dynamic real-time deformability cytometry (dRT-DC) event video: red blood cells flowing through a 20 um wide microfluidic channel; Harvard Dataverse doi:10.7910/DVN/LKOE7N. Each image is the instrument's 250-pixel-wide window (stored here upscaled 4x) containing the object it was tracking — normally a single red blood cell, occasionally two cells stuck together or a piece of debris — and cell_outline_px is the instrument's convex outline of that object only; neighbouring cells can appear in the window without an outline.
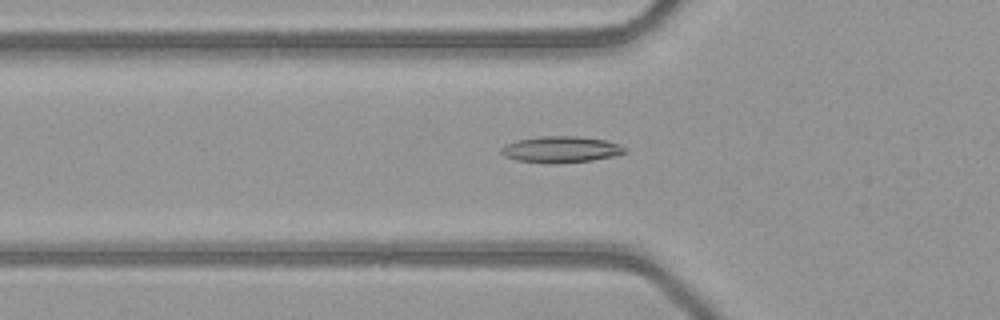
{"species": "common noctule bat (a hibernating species)", "species_latin": "Nyctalus noctula", "temperature_condition": "warm", "stored_images_in_passage": 51, "camera_frame_rate_fps": 3000, "um_per_image_px": 0.085, "animal": {"sex": "female", "body_mass_g": 21.9}, "frame": {"image": 1, "passage_image": 18, "time_ms": 5.667, "image_size_px": [1000, 320], "cell_outline_px": [[628, 152], [616, 156], [592, 160], [560, 164], [548, 164], [516, 160], [504, 156], [500, 152], [500, 148], [516, 140], [540, 136], [580, 136], [604, 140], [620, 144], [628, 148]], "centroid_in_image_um": [47.72, 12.71], "position_along_channel_um": 78.1, "area_um2": 19.36}}
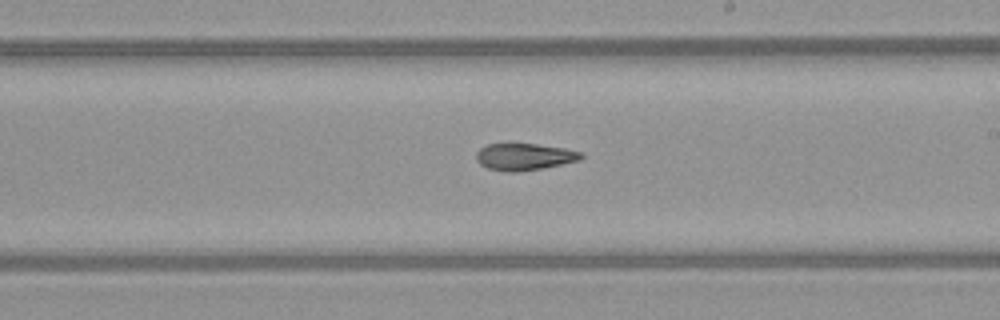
{"frame": {"image": 2, "passage_image": 30, "time_ms": 9.667, "image_size_px": [1000, 320], "cell_outline_px": [[584, 156], [580, 160], [540, 168], [516, 172], [508, 172], [488, 168], [480, 164], [476, 160], [476, 152], [480, 148], [488, 144], [536, 144], [564, 148], [584, 152]], "centroid_in_image_um": [44.57, 13.32], "position_along_channel_um": 244.4, "area_um2": 16.3}}
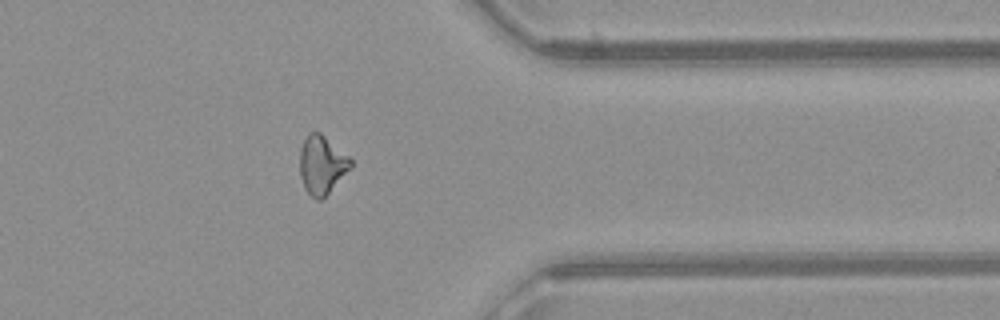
{"frame": {"image": 3, "passage_image": 41, "time_ms": 13.333, "image_size_px": [1000, 320], "cell_outline_px": [[352, 164], [328, 192], [320, 200], [316, 200], [304, 188], [300, 176], [300, 148], [308, 132], [320, 132], [348, 156], [352, 160]], "centroid_in_image_um": [27.31, 13.98], "position_along_channel_um": 384.1, "area_um2": 16.82}, "authors_computed_cell_mechanics": {"area_um2": 17.34, "velocity_mm_per_s": 4.1206, "shape_relaxation_time_tau1_ms": null, "shape_relaxation_time_tau2_ms": 10.5595, "deformation_change_tau1": null, "deformation_change_tau2": 0.2207}}